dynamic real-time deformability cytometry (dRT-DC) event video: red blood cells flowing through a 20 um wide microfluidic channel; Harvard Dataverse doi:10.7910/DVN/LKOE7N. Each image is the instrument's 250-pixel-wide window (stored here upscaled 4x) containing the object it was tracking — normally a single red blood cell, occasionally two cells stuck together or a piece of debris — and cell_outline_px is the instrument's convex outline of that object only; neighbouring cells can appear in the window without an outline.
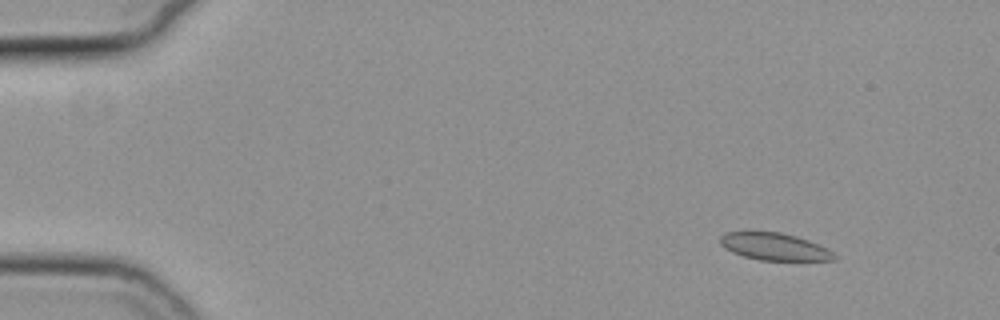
{"species": "common noctule bat (a hibernating species)", "species_latin": "Nyctalus noctula", "temperature_condition": "cold", "stored_images_in_passage": 56, "camera_frame_rate_fps": 3000, "um_per_image_px": 0.085, "animal": {"sex": "female", "body_mass_g": 19.3, "forearm_length_mm": 54.1}, "frame": {"image": 1, "passage_image": 7, "time_ms": 2.0, "image_size_px": [1000, 320], "cell_outline_px": [[836, 256], [832, 260], [760, 260], [744, 256], [732, 252], [724, 248], [720, 244], [720, 236], [724, 232], [744, 228], [752, 228], [780, 232], [796, 236], [808, 240], [828, 248]], "centroid_in_image_um": [65.7, 20.89], "position_along_channel_um": 19.3, "area_um2": 18.9}}
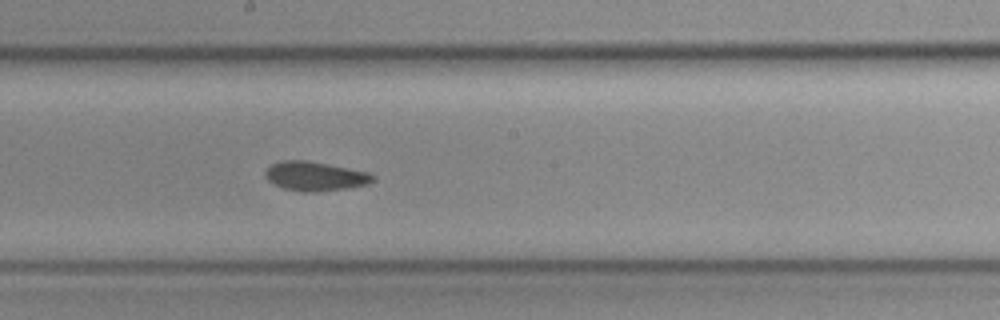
{"frame": {"image": 2, "passage_image": 32, "time_ms": 10.333, "image_size_px": [1000, 320], "cell_outline_px": [[376, 180], [368, 184], [348, 188], [316, 192], [300, 192], [284, 188], [268, 180], [264, 176], [264, 172], [272, 164], [280, 160], [308, 160], [368, 172], [376, 176]], "centroid_in_image_um": [26.8, 14.98], "position_along_channel_um": 221.4, "area_um2": 18.44}}
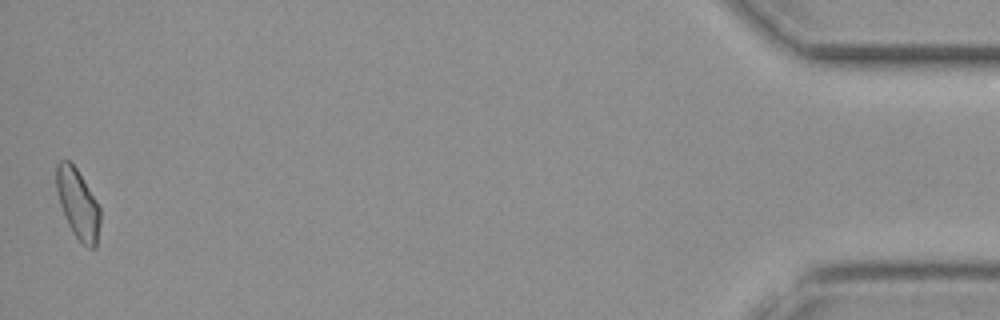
{"frame": {"image": 3, "passage_image": 56, "time_ms": 18.333, "image_size_px": [1000, 320], "cell_outline_px": [[100, 224], [96, 248], [88, 248], [72, 232], [68, 224], [60, 204], [56, 188], [56, 164], [60, 160], [68, 160], [76, 168], [96, 200], [100, 208]], "centroid_in_image_um": [6.62, 17.33], "position_along_channel_um": 428.6, "area_um2": 17.63}, "authors_computed_cell_mechanics": {"area_um2": 18.3226, "velocity_mm_per_s": 3.7681, "shape_relaxation_time_tau1_ms": null, "shape_relaxation_time_tau2_ms": 2.5829, "deformation_change_tau1": null, "deformation_change_tau2": 0.0591}}